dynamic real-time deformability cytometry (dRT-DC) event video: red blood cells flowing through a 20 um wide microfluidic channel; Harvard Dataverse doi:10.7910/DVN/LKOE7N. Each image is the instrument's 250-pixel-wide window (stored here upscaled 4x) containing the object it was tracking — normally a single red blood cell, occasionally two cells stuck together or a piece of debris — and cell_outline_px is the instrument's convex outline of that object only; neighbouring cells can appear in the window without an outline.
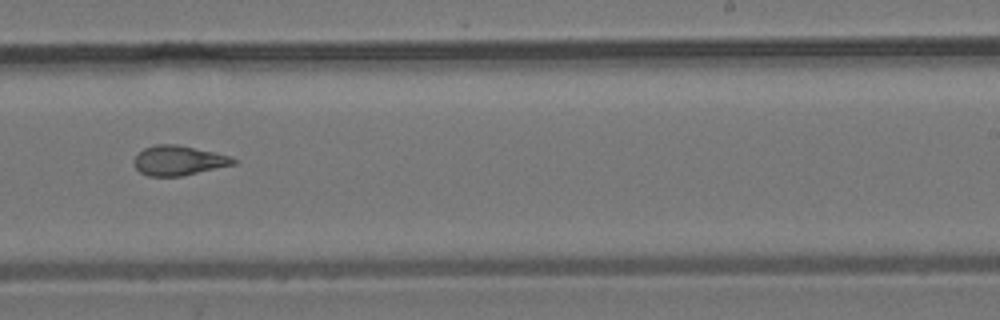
{"species": "common noctule bat (a hibernating species)", "species_latin": "Nyctalus noctula", "temperature_condition": "room temperature", "stored_images_in_passage": 8, "camera_frame_rate_fps": 3000, "um_per_image_px": 0.085, "animal": {"sex": "male", "body_mass_g": 19.2, "forearm_length_mm": 51.8}, "frame": {"image": 1, "passage_image": 8, "time_ms": 9.667, "image_size_px": [1000, 320], "cell_outline_px": [[236, 164], [180, 176], [148, 176], [140, 172], [132, 164], [132, 160], [144, 148], [156, 144], [176, 144], [212, 152], [228, 156], [236, 160]], "centroid_in_image_um": [15.12, 13.65], "position_along_channel_um": 273.9, "area_um2": 16.99}}